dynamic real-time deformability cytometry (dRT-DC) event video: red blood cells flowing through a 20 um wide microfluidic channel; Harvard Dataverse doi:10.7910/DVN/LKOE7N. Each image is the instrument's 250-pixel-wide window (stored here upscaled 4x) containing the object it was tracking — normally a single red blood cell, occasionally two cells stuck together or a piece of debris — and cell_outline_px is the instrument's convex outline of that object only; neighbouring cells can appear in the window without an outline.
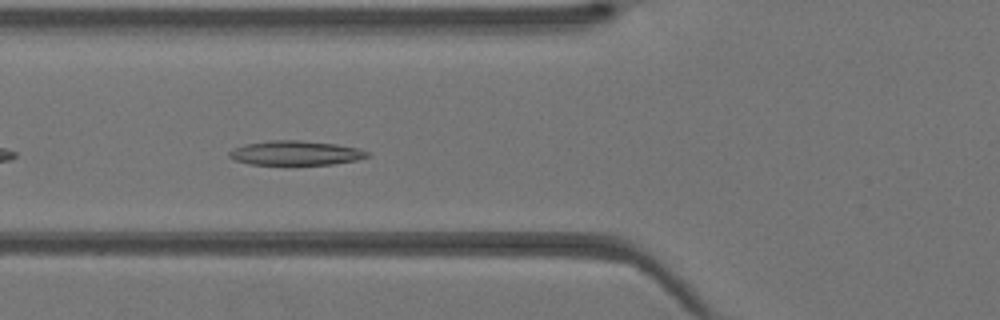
{"species": "Egyptian fruit bat (a non-hibernating species)", "species_latin": "Rousettus aegyptiacus", "temperature_condition": "warm", "stored_images_in_passage": 31, "camera_frame_rate_fps": 3000, "um_per_image_px": 0.085, "animal": {"sex": "female"}, "frame": {"image": 1, "passage_image": 4, "time_ms": 1.0, "image_size_px": [1000, 320], "cell_outline_px": [[372, 156], [356, 160], [332, 164], [248, 164], [236, 160], [228, 156], [228, 152], [232, 148], [244, 144], [272, 140], [300, 140], [336, 144], [360, 148], [368, 152]], "centroid_in_image_um": [25.13, 12.99], "position_along_channel_um": 100.7, "area_um2": 19.65}}
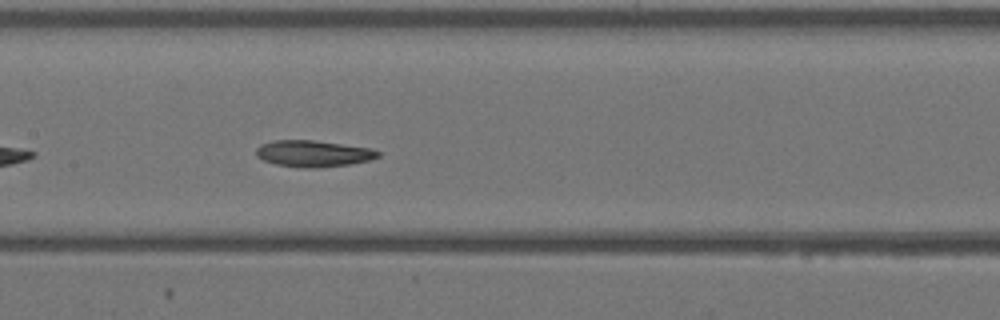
{"frame": {"image": 2, "passage_image": 9, "time_ms": 2.667, "image_size_px": [1000, 320], "cell_outline_px": [[380, 156], [368, 160], [348, 164], [320, 168], [304, 168], [276, 164], [264, 160], [256, 156], [256, 148], [260, 144], [272, 140], [312, 140], [372, 148], [380, 152]], "centroid_in_image_um": [26.61, 13.05], "position_along_channel_um": 180.8, "area_um2": 18.79}}
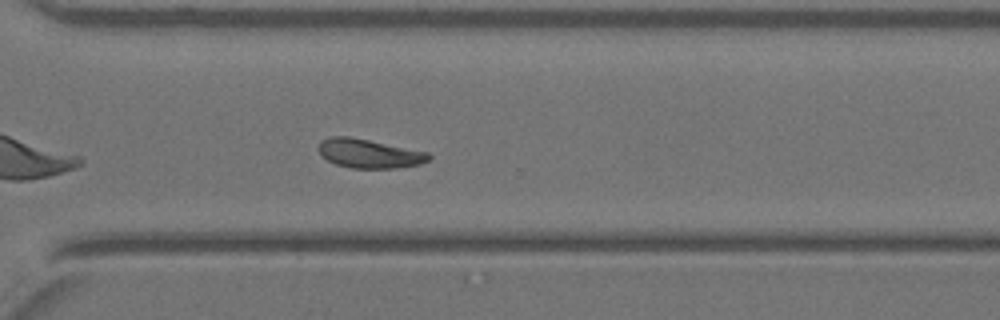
{"frame": {"image": 3, "passage_image": 19, "time_ms": 6.0, "image_size_px": [1000, 320], "cell_outline_px": [[432, 156], [428, 160], [420, 164], [396, 168], [352, 168], [336, 164], [320, 156], [316, 148], [320, 140], [328, 136], [348, 136], [428, 152]], "centroid_in_image_um": [31.31, 13.04], "position_along_channel_um": 339.3, "area_um2": 18.73}}